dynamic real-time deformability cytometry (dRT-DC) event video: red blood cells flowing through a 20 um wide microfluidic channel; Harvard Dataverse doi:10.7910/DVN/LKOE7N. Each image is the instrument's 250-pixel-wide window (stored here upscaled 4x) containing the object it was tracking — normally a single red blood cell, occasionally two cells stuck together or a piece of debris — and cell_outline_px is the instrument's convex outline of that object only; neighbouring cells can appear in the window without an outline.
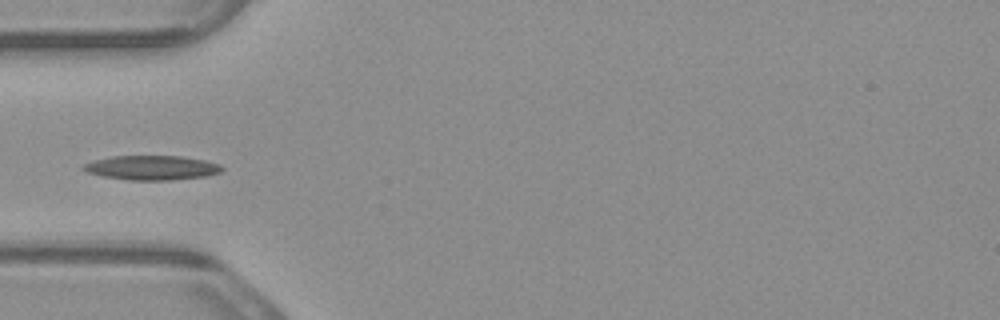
{"species": "common noctule bat (a hibernating species)", "species_latin": "Nyctalus noctula", "temperature_condition": "warm", "stored_images_in_passage": 4, "camera_frame_rate_fps": 3000, "um_per_image_px": 0.085, "animal": {"sex": "male", "body_mass_g": 23.1, "forearm_length_mm": 52.7}, "frame": {"image": 1, "passage_image": 4, "time_ms": 1.0, "image_size_px": [1000, 320], "cell_outline_px": [[224, 168], [220, 172], [208, 176], [172, 180], [128, 180], [104, 176], [88, 172], [80, 168], [84, 164], [96, 160], [112, 156], [180, 156], [204, 160], [220, 164]], "centroid_in_image_um": [12.94, 14.26], "position_along_channel_um": 72.1, "area_um2": 19.65}}